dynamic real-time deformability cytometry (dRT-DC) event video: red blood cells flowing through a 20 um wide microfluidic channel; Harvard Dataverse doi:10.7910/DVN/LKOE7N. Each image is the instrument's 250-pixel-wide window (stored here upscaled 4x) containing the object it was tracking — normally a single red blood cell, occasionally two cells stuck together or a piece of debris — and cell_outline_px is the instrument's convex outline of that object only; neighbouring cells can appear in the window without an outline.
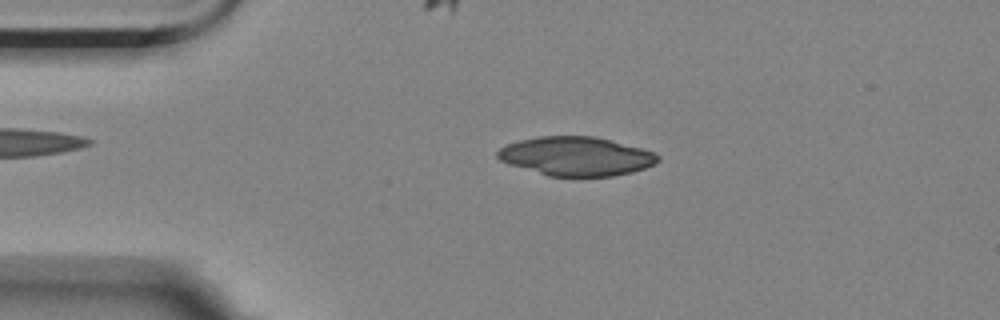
{"species": "Egyptian fruit bat (a non-hibernating species)", "species_latin": "Rousettus aegyptiacus", "temperature_condition": "room temperature", "stored_images_in_passage": 55, "camera_frame_rate_fps": 3000, "um_per_image_px": 0.085, "animal": {"sex": "female"}, "frame": {"image": 1, "passage_image": 11, "time_ms": 3.333, "image_size_px": [1000, 320], "cell_outline_px": [[660, 160], [656, 164], [632, 172], [612, 176], [548, 176], [508, 164], [500, 160], [496, 156], [496, 152], [500, 148], [508, 144], [520, 140], [540, 136], [592, 136], [612, 140], [656, 152], [660, 156]], "centroid_in_image_um": [48.99, 13.28], "position_along_channel_um": 36.0, "area_um2": 36.47}}